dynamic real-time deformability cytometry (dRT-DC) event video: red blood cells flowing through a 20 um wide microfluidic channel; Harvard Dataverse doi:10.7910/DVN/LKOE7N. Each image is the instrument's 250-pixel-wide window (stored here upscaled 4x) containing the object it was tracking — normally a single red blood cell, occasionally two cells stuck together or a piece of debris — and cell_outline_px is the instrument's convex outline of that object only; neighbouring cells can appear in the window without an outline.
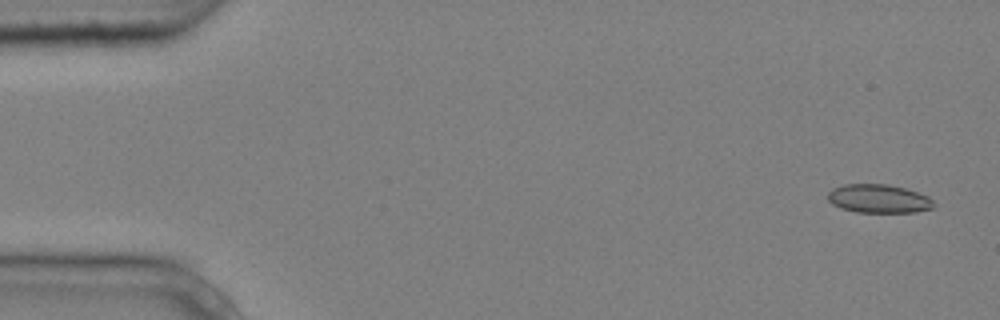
{"species": "common noctule bat (a hibernating species)", "species_latin": "Nyctalus noctula", "temperature_condition": "cold", "stored_images_in_passage": 4, "camera_frame_rate_fps": 3000, "um_per_image_px": 0.085, "animal": {"sex": "male", "body_mass_g": 20.4}, "frame": {"image": 1, "passage_image": 1, "time_ms": 0.0, "image_size_px": [1000, 320], "cell_outline_px": [[936, 204], [932, 208], [916, 212], [856, 212], [840, 208], [832, 204], [828, 200], [828, 192], [832, 188], [844, 184], [888, 184], [904, 188], [928, 196]], "centroid_in_image_um": [74.67, 16.89], "position_along_channel_um": 10.3, "area_um2": 17.69}}